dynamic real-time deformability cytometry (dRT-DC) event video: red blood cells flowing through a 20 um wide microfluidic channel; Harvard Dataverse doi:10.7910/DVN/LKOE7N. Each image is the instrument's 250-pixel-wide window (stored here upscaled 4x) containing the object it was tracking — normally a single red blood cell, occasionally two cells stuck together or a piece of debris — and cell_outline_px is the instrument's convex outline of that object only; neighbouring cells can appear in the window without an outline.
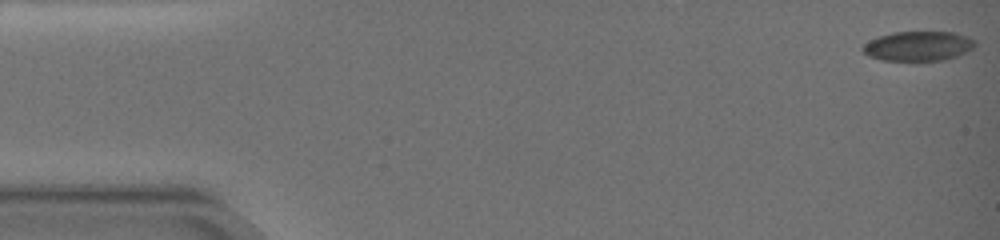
{"species": "common noctule bat (a hibernating species)", "species_latin": "Nyctalus noctula", "temperature_condition": "warm", "stored_images_in_passage": 90, "camera_frame_rate_fps": 3000, "um_per_image_px": 0.085, "animal": {"sex": "female", "body_mass_g": 19.0, "forearm_length_mm": 51.5}, "frame": {"image": 1, "passage_image": 1, "time_ms": 0.0, "image_size_px": [1000, 240], "cell_outline_px": [[976, 44], [972, 48], [956, 56], [944, 60], [884, 60], [868, 56], [860, 48], [864, 44], [880, 36], [892, 32], [956, 32], [968, 36], [976, 40]], "centroid_in_image_um": [78.07, 3.9], "position_along_channel_um": 6.9, "area_um2": 19.25}}
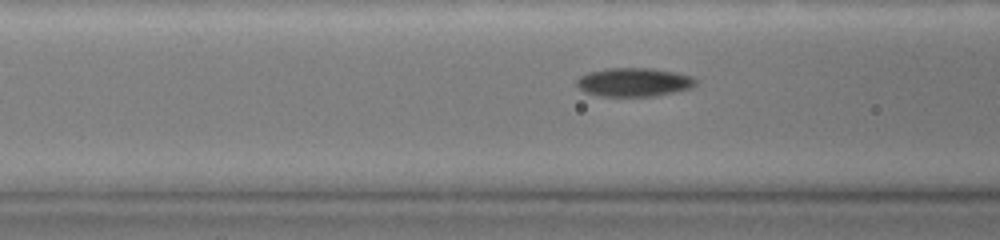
{"frame": {"image": 2, "passage_image": 29, "time_ms": 7.0, "image_size_px": [1000, 240], "cell_outline_px": [[700, 80], [692, 88], [656, 96], [600, 96], [584, 92], [576, 84], [576, 80], [580, 76], [588, 72], [604, 68], [652, 68], [676, 72], [692, 76]], "centroid_in_image_um": [53.91, 6.98], "position_along_channel_um": 112.7, "area_um2": 20.17}}
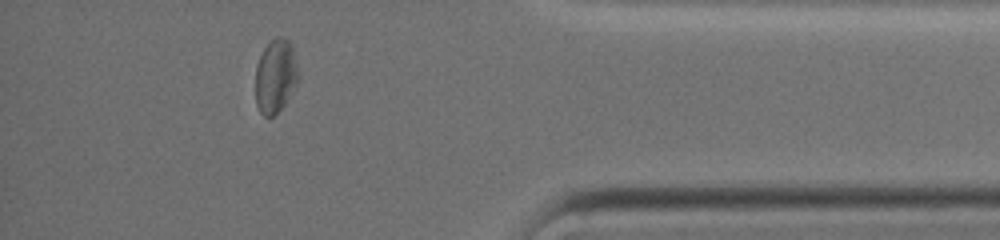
{"frame": {"image": 3, "passage_image": 81, "time_ms": 16.0, "image_size_px": [1000, 240], "cell_outline_px": [[300, 76], [296, 84], [284, 104], [272, 116], [264, 116], [260, 112], [256, 104], [256, 64], [264, 48], [276, 36], [280, 36], [288, 40], [292, 44], [300, 72]], "centroid_in_image_um": [23.44, 6.43], "position_along_channel_um": 411.8, "area_um2": 18.44}, "authors_computed_cell_mechanics": {"area_um2": 19.2474, "velocity_mm_per_s": 3.532, "shape_relaxation_time_tau1_ms": null, "shape_relaxation_time_tau2_ms": 3.5638, "deformation_change_tau1": null, "deformation_change_tau2": 0.0654}}